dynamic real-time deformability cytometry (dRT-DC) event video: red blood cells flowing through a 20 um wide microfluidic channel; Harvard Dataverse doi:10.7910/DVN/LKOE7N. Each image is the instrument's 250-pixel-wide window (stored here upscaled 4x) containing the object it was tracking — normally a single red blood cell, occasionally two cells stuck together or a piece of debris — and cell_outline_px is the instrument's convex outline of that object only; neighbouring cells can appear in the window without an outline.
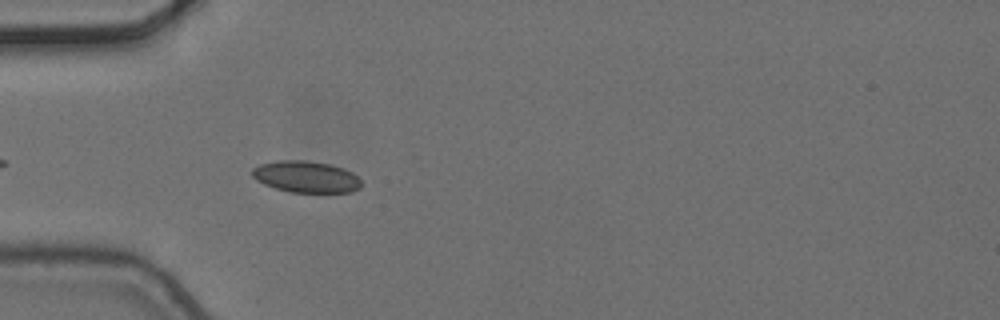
{"species": "common noctule bat (a hibernating species)", "species_latin": "Nyctalus noctula", "temperature_condition": "cold", "stored_images_in_passage": 2, "camera_frame_rate_fps": 3000, "um_per_image_px": 0.085, "animal": {"sex": "female", "body_mass_g": 24.6, "forearm_length_mm": 56.2}, "frame": {"image": 1, "passage_image": 2, "time_ms": 0.333, "image_size_px": [1000, 320], "cell_outline_px": [[360, 188], [352, 192], [292, 192], [276, 188], [264, 184], [256, 180], [252, 176], [252, 168], [260, 164], [280, 160], [304, 160], [328, 164], [344, 168], [352, 172], [360, 180]], "centroid_in_image_um": [26.0, 15.02], "position_along_channel_um": 59.0, "area_um2": 19.94}}